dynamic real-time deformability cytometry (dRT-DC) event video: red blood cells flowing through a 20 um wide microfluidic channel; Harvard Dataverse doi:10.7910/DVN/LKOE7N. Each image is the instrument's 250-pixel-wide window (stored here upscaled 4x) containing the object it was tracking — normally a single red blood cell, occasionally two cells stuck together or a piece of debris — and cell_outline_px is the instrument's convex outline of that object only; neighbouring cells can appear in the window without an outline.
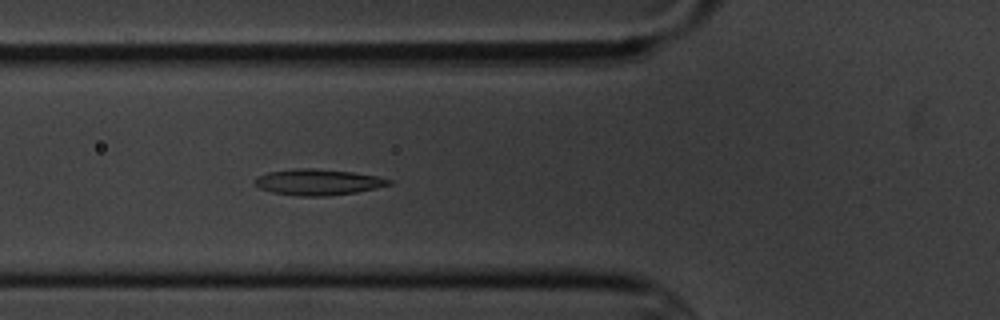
{"species": "common noctule bat (a hibernating species)", "species_latin": "Nyctalus noctula", "temperature_condition": "cold", "stored_images_in_passage": 6, "camera_frame_rate_fps": 3000, "um_per_image_px": 0.085, "animal": {"sex": "male", "body_mass_g": 20.1, "forearm_length_mm": 53.5}, "frame": {"image": 1, "passage_image": 6, "time_ms": 6.0, "image_size_px": [1000, 320], "cell_outline_px": [[392, 184], [376, 188], [356, 192], [328, 196], [300, 196], [272, 192], [260, 188], [252, 180], [256, 176], [268, 172], [296, 168], [312, 168], [352, 172], [376, 176], [392, 180]], "centroid_in_image_um": [27.01, 15.48], "position_along_channel_um": 98.8, "area_um2": 20.29}}